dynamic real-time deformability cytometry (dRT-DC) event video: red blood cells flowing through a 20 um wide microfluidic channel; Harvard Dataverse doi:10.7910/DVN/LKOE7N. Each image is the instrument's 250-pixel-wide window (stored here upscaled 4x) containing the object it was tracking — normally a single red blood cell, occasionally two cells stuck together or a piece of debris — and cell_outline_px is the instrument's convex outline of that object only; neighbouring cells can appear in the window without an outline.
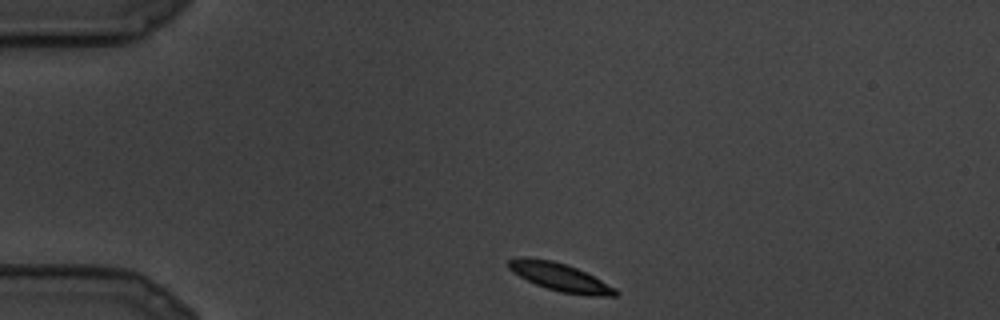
{"species": "common noctule bat (a hibernating species)", "species_latin": "Nyctalus noctula", "temperature_condition": "cold", "stored_images_in_passage": 12, "camera_frame_rate_fps": 3000, "um_per_image_px": 0.085, "animal": {"sex": "male", "body_mass_g": 19.5, "forearm_length_mm": 54.6}, "frame": {"image": 1, "passage_image": 1, "time_ms": 0.0, "image_size_px": [1000, 320], "cell_outline_px": [[620, 292], [616, 296], [588, 296], [560, 292], [536, 284], [512, 272], [508, 268], [508, 260], [524, 256], [552, 260], [568, 264], [616, 288]], "centroid_in_image_um": [47.6, 23.55], "position_along_channel_um": 37.4, "area_um2": 17.4}}
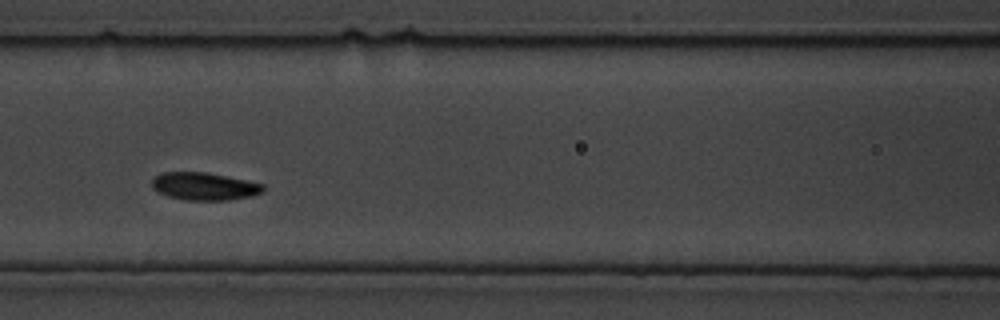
{"frame": {"image": 2, "passage_image": 7, "time_ms": 2.0, "image_size_px": [1000, 320], "cell_outline_px": [[264, 192], [252, 196], [228, 200], [184, 200], [168, 196], [156, 192], [152, 188], [152, 176], [164, 172], [208, 172], [264, 184]], "centroid_in_image_um": [17.34, 15.83], "position_along_channel_um": 149.3, "area_um2": 18.15}}
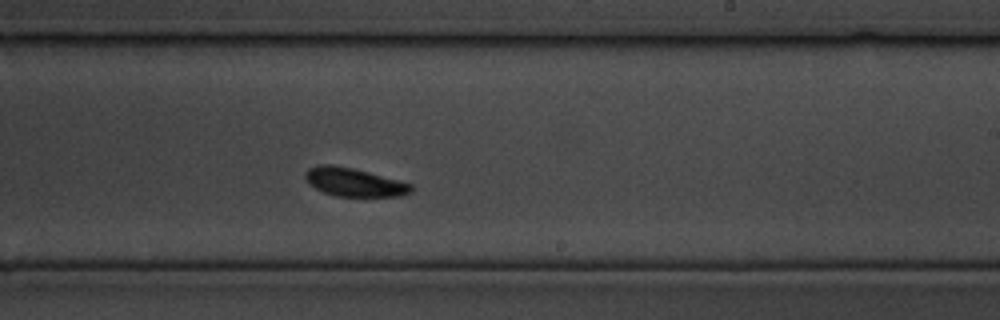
{"frame": {"image": 3, "passage_image": 12, "time_ms": 3.667, "image_size_px": [1000, 320], "cell_outline_px": [[412, 192], [400, 196], [336, 196], [324, 192], [308, 184], [304, 176], [304, 172], [308, 168], [316, 164], [332, 164], [352, 168], [368, 172], [412, 184]], "centroid_in_image_um": [30.04, 15.47], "position_along_channel_um": 259.0, "area_um2": 17.51}}